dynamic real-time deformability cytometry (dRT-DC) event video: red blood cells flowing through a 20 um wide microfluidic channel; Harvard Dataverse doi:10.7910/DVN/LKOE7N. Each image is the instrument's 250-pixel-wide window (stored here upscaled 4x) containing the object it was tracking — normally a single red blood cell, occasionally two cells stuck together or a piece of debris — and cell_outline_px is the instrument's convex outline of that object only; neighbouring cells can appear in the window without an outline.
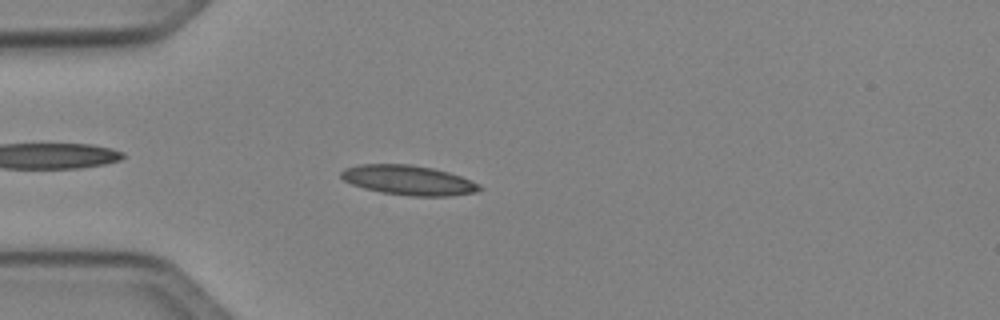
{"species": "Egyptian fruit bat (a non-hibernating species)", "species_latin": "Rousettus aegyptiacus", "temperature_condition": "cold", "stored_images_in_passage": 6, "camera_frame_rate_fps": 3000, "um_per_image_px": 0.085, "animal": {"sex": "female"}, "frame": {"image": 1, "passage_image": 5, "time_ms": 5.667, "image_size_px": [1000, 320], "cell_outline_px": [[484, 188], [476, 192], [448, 196], [412, 196], [384, 192], [364, 188], [352, 184], [344, 180], [340, 176], [340, 172], [344, 168], [360, 164], [408, 164], [432, 168], [448, 172], [460, 176], [480, 184]], "centroid_in_image_um": [34.72, 15.31], "position_along_channel_um": 50.3, "area_um2": 23.81}}